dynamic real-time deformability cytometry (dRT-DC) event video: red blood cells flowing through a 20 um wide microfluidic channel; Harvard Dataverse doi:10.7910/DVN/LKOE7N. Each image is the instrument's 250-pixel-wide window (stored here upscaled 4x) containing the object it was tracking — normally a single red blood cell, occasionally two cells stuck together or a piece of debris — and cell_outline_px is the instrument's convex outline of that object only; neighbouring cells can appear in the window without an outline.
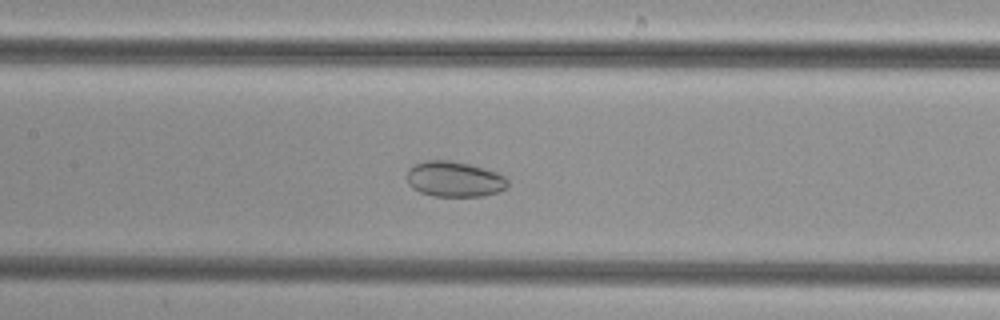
{"species": "common noctule bat (a hibernating species)", "species_latin": "Nyctalus noctula", "temperature_condition": "cold", "stored_images_in_passage": 39, "camera_frame_rate_fps": 3000, "um_per_image_px": 0.085, "animal": {"sex": "female", "body_mass_g": 29.2, "forearm_length_mm": 56.3}, "frame": {"image": 1, "passage_image": 12, "time_ms": 3.667, "image_size_px": [1000, 320], "cell_outline_px": [[508, 188], [500, 192], [484, 196], [432, 196], [420, 192], [412, 188], [408, 184], [408, 168], [412, 164], [424, 160], [448, 160], [468, 164], [484, 168], [496, 172], [504, 176], [508, 180]], "centroid_in_image_um": [38.62, 15.23], "position_along_channel_um": 168.8, "area_um2": 21.1}}
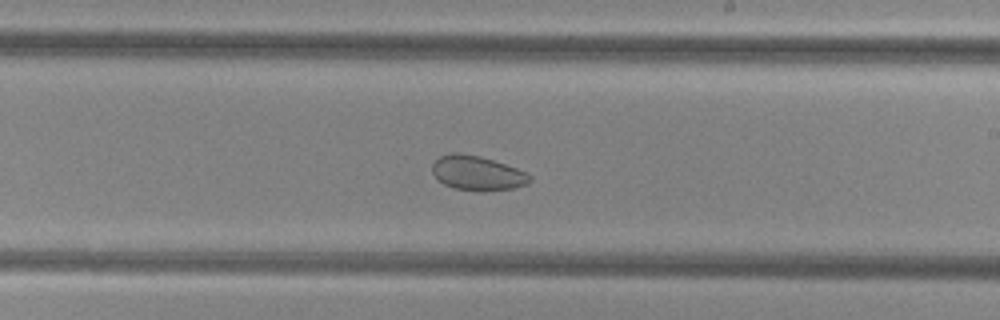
{"frame": {"image": 2, "passage_image": 18, "time_ms": 5.667, "image_size_px": [1000, 320], "cell_outline_px": [[532, 180], [528, 184], [512, 188], [452, 188], [444, 184], [432, 172], [432, 164], [440, 156], [452, 152], [460, 152], [480, 156], [516, 168], [532, 176]], "centroid_in_image_um": [40.55, 14.66], "position_along_channel_um": 248.5, "area_um2": 18.79}}
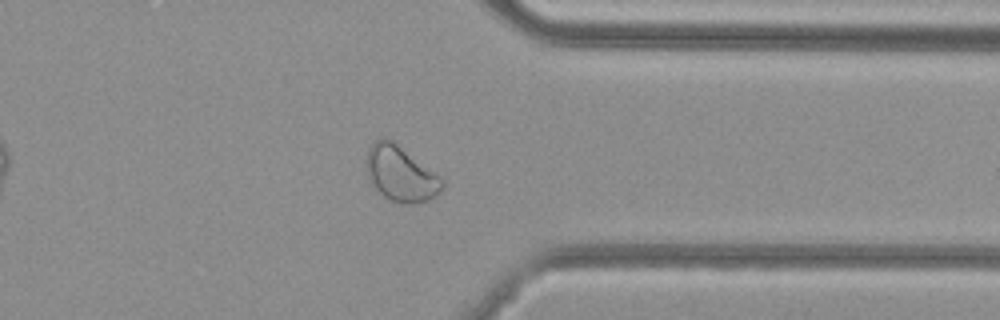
{"frame": {"image": 3, "passage_image": 28, "time_ms": 9.0, "image_size_px": [1000, 320], "cell_outline_px": [[444, 188], [436, 196], [428, 200], [416, 204], [400, 204], [384, 196], [368, 180], [368, 148], [380, 136], [388, 136], [440, 176], [444, 180]], "centroid_in_image_um": [34.09, 14.76], "position_along_channel_um": 377.3, "area_um2": 24.57}}